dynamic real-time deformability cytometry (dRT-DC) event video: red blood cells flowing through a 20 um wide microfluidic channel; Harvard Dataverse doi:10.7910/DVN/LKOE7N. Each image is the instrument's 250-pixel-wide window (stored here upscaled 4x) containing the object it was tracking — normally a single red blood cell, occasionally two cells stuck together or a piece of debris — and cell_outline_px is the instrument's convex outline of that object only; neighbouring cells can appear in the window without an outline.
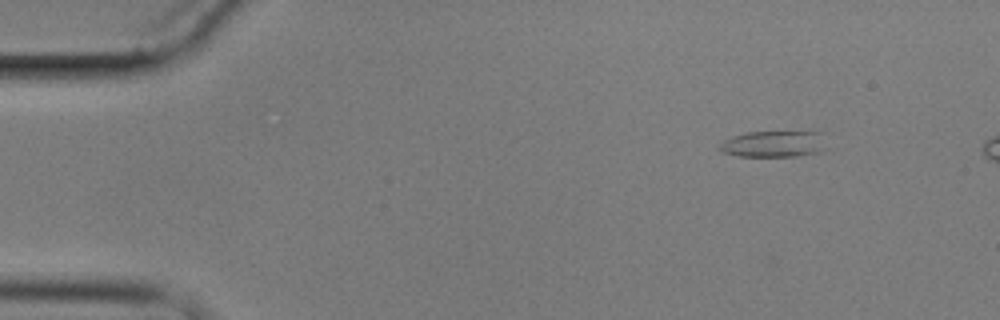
{"species": "common noctule bat (a hibernating species)", "species_latin": "Nyctalus noctula", "temperature_condition": "cold", "stored_images_in_passage": 5, "camera_frame_rate_fps": 3000, "um_per_image_px": 0.085, "animal": {"sex": "male", "body_mass_g": 17.9}, "frame": {"image": 1, "passage_image": 1, "time_ms": 0.0, "image_size_px": [1000, 320], "cell_outline_px": [[828, 148], [820, 152], [796, 156], [736, 156], [720, 152], [716, 148], [724, 140], [732, 136], [748, 132], [824, 132]], "centroid_in_image_um": [65.8, 12.24], "position_along_channel_um": 19.2, "area_um2": 16.82}}
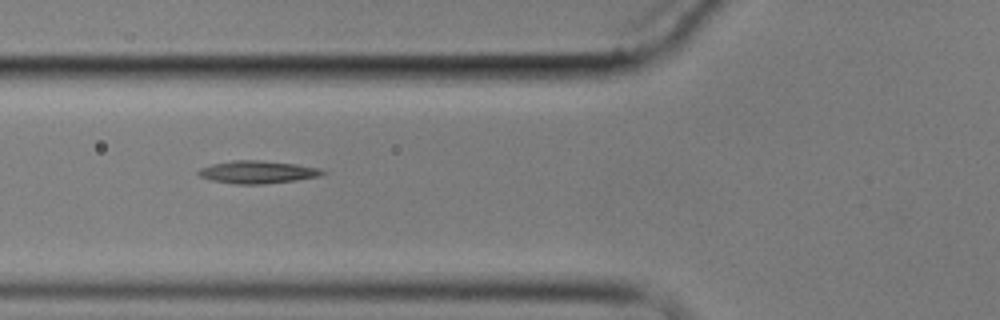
{"frame": {"image": 2, "passage_image": 5, "time_ms": 5.0, "image_size_px": [1000, 320], "cell_outline_px": [[328, 172], [320, 176], [296, 180], [264, 184], [232, 184], [212, 180], [200, 176], [196, 172], [200, 168], [212, 164], [232, 160], [260, 160], [296, 164], [320, 168]], "centroid_in_image_um": [21.9, 14.62], "position_along_channel_um": 103.9, "area_um2": 16.47}}